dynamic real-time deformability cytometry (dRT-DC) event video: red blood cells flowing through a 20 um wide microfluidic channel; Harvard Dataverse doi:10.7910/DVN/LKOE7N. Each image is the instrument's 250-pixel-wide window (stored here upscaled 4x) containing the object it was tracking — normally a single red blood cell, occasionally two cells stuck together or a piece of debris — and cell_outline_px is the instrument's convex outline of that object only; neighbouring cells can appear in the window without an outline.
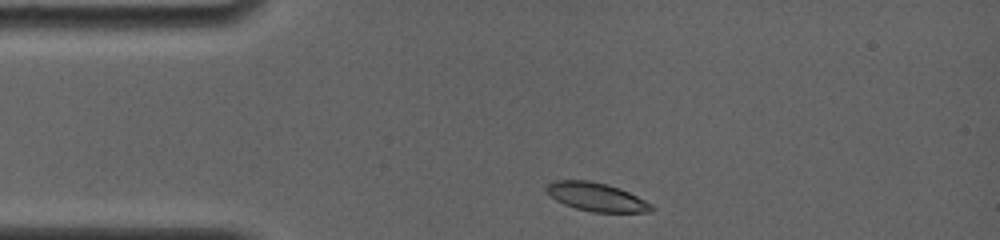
{"species": "common noctule bat (a hibernating species)", "species_latin": "Nyctalus noctula", "temperature_condition": "room temperature", "stored_images_in_passage": 5, "camera_frame_rate_fps": 4000, "um_per_image_px": 0.085, "animal": {"sex": "female", "body_mass_g": 19.0, "forearm_length_mm": 56.7}, "frame": {"image": 1, "passage_image": 1, "time_ms": 0.0, "image_size_px": [1000, 240], "cell_outline_px": [[656, 208], [652, 212], [592, 212], [576, 208], [564, 204], [556, 200], [544, 188], [552, 180], [588, 180], [608, 184], [620, 188], [652, 204]], "centroid_in_image_um": [50.71, 16.74], "position_along_channel_um": 34.3, "area_um2": 17.46}}
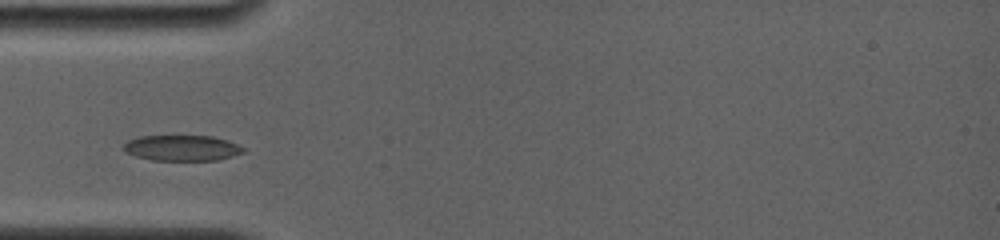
{"frame": {"image": 2, "passage_image": 3, "time_ms": 1.75, "image_size_px": [1000, 240], "cell_outline_px": [[244, 152], [232, 156], [216, 160], [152, 160], [136, 156], [124, 152], [120, 148], [128, 140], [140, 136], [212, 136], [228, 140], [244, 148]], "centroid_in_image_um": [15.42, 12.57], "position_along_channel_um": 69.6, "area_um2": 17.92}}
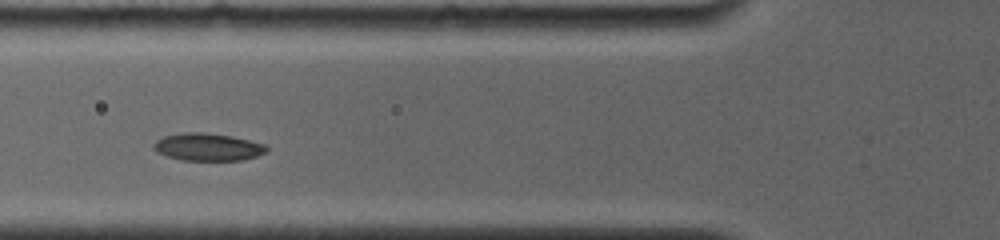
{"frame": {"image": 3, "passage_image": 4, "time_ms": 2.75, "image_size_px": [1000, 240], "cell_outline_px": [[268, 148], [264, 152], [256, 156], [244, 160], [184, 160], [168, 156], [156, 152], [152, 148], [152, 144], [156, 140], [164, 136], [184, 132], [204, 132], [232, 136], [264, 144]], "centroid_in_image_um": [17.62, 12.49], "position_along_channel_um": 108.2, "area_um2": 18.03}}